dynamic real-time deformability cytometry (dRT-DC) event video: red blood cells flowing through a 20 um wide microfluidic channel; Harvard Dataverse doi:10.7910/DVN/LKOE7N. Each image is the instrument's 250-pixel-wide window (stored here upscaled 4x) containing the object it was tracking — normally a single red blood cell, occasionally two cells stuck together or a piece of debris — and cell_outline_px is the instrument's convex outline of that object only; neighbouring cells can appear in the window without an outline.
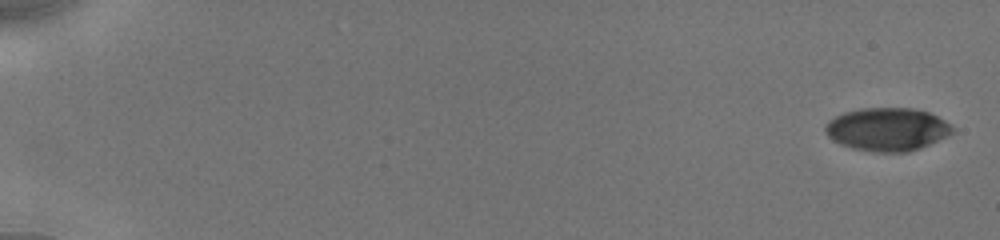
{"species": "human", "species_latin": "Homo sapiens", "temperature_condition": "cold", "stored_images_in_passage": 14, "camera_frame_rate_fps": 3000, "um_per_image_px": 0.085, "donor": {"sex": "male"}, "frame": {"image": 1, "passage_image": 1, "time_ms": 0.0, "image_size_px": [1000, 240], "cell_outline_px": [[952, 132], [920, 148], [908, 152], [872, 152], [852, 148], [840, 144], [832, 140], [824, 132], [824, 128], [828, 120], [844, 112], [860, 108], [912, 108], [928, 112], [944, 120], [952, 128]], "centroid_in_image_um": [75.34, 10.99], "position_along_channel_um": 9.7, "area_um2": 31.73}}
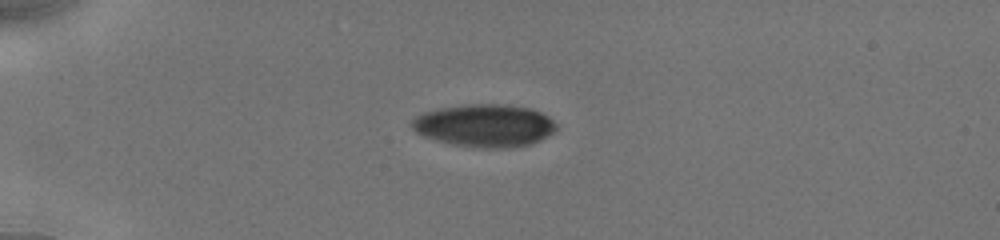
{"frame": {"image": 2, "passage_image": 10, "time_ms": 4.667, "image_size_px": [1000, 240], "cell_outline_px": [[560, 128], [556, 132], [532, 144], [516, 148], [476, 148], [452, 144], [436, 140], [424, 136], [416, 132], [408, 124], [416, 116], [424, 112], [440, 108], [468, 104], [508, 104], [532, 108], [548, 116]], "centroid_in_image_um": [41.23, 10.68], "position_along_channel_um": 43.8, "area_um2": 36.53}}
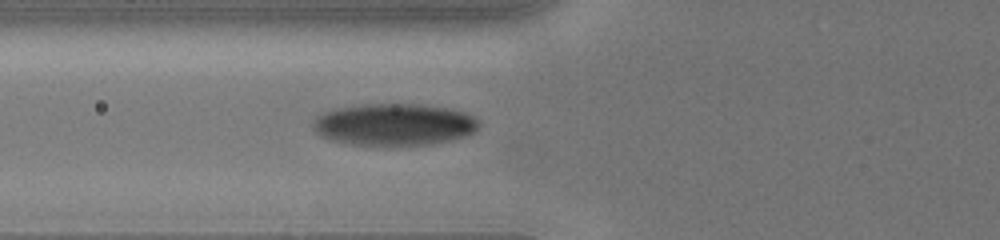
{"frame": {"image": 3, "passage_image": 14, "time_ms": 7.0, "image_size_px": [1000, 240], "cell_outline_px": [[480, 124], [472, 132], [464, 136], [448, 140], [428, 144], [352, 144], [332, 140], [320, 136], [312, 128], [312, 124], [316, 116], [324, 112], [336, 108], [364, 104], [420, 104], [444, 108], [464, 112], [480, 120]], "centroid_in_image_um": [33.45, 10.56], "position_along_channel_um": 92.3, "area_um2": 40.0}}